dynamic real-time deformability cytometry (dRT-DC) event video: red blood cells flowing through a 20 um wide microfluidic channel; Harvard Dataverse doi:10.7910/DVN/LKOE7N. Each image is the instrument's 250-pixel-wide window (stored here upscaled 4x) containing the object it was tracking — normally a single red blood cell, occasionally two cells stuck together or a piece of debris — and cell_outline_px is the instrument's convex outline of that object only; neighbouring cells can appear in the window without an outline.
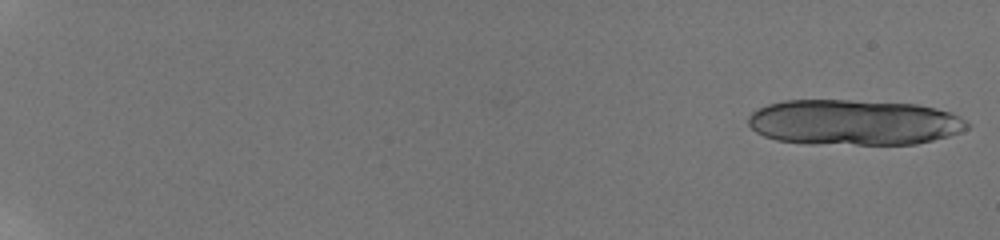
{"species": "human", "species_latin": "Homo sapiens", "temperature_condition": "room temperature", "stored_images_in_passage": 12, "camera_frame_rate_fps": 3000, "um_per_image_px": 0.085, "donor": {"sex": "male"}, "frame": {"image": 1, "passage_image": 1, "time_ms": 0.0, "image_size_px": [1000, 240], "cell_outline_px": [[968, 128], [960, 132], [948, 136], [916, 144], [808, 144], [776, 140], [764, 136], [756, 132], [748, 124], [748, 116], [756, 108], [768, 104], [784, 100], [848, 100], [916, 104], [936, 108], [952, 112], [960, 116], [968, 124]], "centroid_in_image_um": [72.55, 10.4], "position_along_channel_um": 12.5, "area_um2": 58.44}}